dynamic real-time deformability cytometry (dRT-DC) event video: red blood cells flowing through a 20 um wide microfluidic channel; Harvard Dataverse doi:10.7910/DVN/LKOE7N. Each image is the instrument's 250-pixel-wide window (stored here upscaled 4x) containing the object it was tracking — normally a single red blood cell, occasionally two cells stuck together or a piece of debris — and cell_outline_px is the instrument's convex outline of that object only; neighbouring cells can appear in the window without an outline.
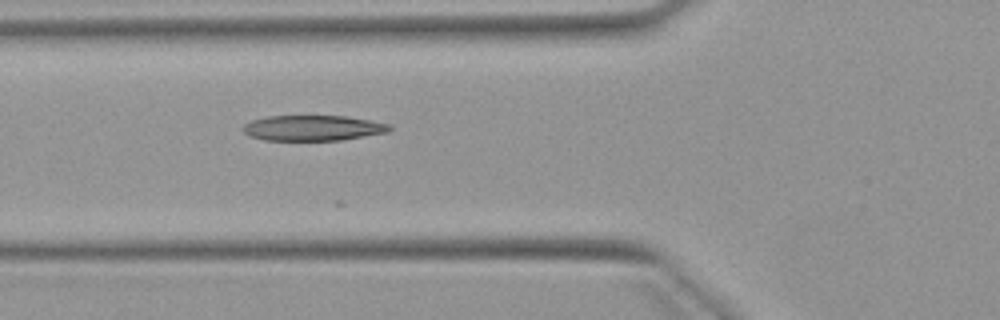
{"species": "Egyptian fruit bat (a non-hibernating species)", "species_latin": "Rousettus aegyptiacus", "temperature_condition": "warm", "stored_images_in_passage": 6, "camera_frame_rate_fps": 3000, "um_per_image_px": 0.085, "animal": {"sex": "female"}, "frame": {"image": 1, "passage_image": 6, "time_ms": 6.0, "image_size_px": [1000, 320], "cell_outline_px": [[392, 128], [388, 132], [344, 140], [264, 140], [248, 136], [240, 128], [244, 124], [252, 120], [268, 116], [348, 116], [392, 124]], "centroid_in_image_um": [26.61, 10.88], "position_along_channel_um": 99.2, "area_um2": 21.96}}